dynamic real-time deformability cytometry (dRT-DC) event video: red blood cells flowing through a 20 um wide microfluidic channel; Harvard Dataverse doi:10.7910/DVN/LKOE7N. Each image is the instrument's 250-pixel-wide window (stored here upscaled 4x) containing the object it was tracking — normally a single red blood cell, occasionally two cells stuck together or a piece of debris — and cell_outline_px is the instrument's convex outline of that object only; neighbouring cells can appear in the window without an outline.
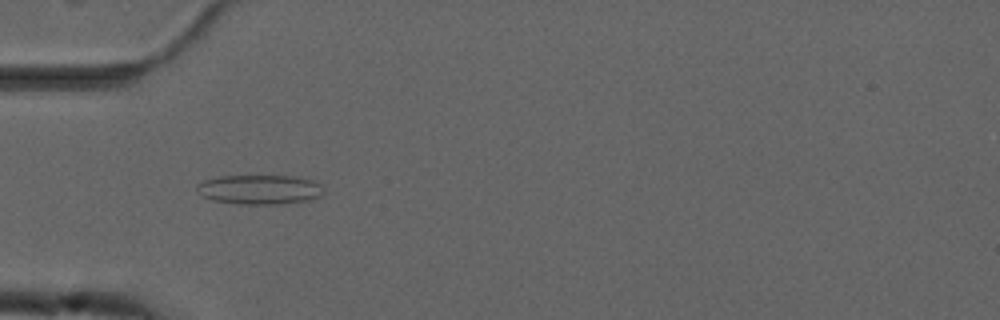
{"species": "common noctule bat (a hibernating species)", "species_latin": "Nyctalus noctula", "temperature_condition": "cold", "stored_images_in_passage": 55, "camera_frame_rate_fps": 3000, "um_per_image_px": 0.085, "animal": {"sex": "male", "forearm_length_mm": 52.5}, "frame": {"image": 1, "passage_image": 18, "time_ms": 5.667, "image_size_px": [1000, 320], "cell_outline_px": [[324, 192], [320, 196], [308, 200], [280, 204], [240, 204], [212, 200], [204, 196], [196, 188], [196, 184], [204, 180], [220, 176], [296, 176], [312, 180], [320, 184]], "centroid_in_image_um": [22.08, 16.1], "position_along_channel_um": 62.9, "area_um2": 21.73}}
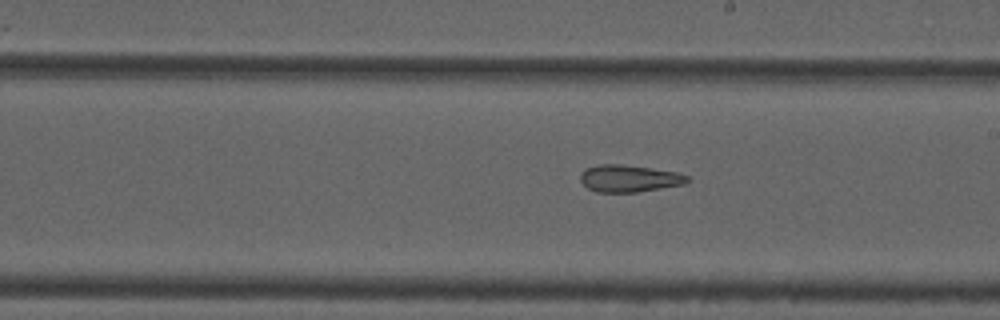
{"frame": {"image": 2, "passage_image": 32, "time_ms": 10.333, "image_size_px": [1000, 320], "cell_outline_px": [[688, 180], [684, 184], [636, 192], [596, 192], [588, 188], [580, 180], [580, 172], [584, 168], [600, 164], [620, 164], [652, 168], [676, 172], [688, 176]], "centroid_in_image_um": [53.42, 15.16], "position_along_channel_um": 235.6, "area_um2": 16.82}}
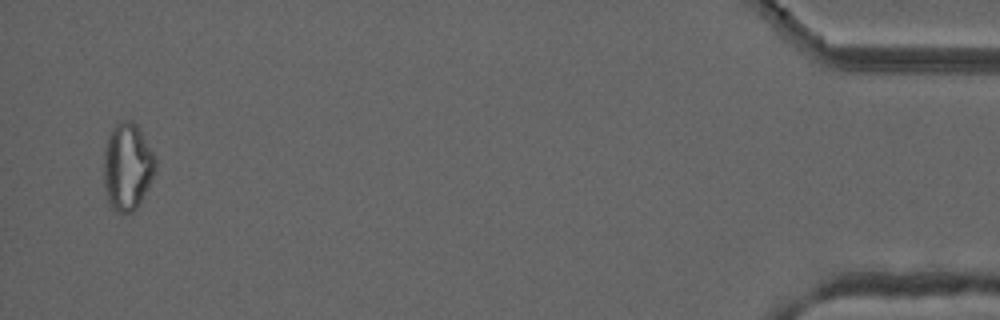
{"frame": {"image": 3, "passage_image": 54, "time_ms": 17.667, "image_size_px": [1000, 320], "cell_outline_px": [[156, 168], [136, 208], [132, 212], [124, 216], [112, 212], [108, 204], [104, 188], [104, 152], [108, 136], [112, 128], [120, 120], [132, 120], [136, 124], [152, 152], [156, 160]], "centroid_in_image_um": [10.77, 14.21], "position_along_channel_um": 424.4, "area_um2": 26.3}, "authors_computed_cell_mechanics": {"area_um2": 22.253, "velocity_mm_per_s": 3.7356, "shape_relaxation_time_tau1_ms": null, "shape_relaxation_time_tau2_ms": 4.8165, "deformation_change_tau1": null, "deformation_change_tau2": 0.1581}}